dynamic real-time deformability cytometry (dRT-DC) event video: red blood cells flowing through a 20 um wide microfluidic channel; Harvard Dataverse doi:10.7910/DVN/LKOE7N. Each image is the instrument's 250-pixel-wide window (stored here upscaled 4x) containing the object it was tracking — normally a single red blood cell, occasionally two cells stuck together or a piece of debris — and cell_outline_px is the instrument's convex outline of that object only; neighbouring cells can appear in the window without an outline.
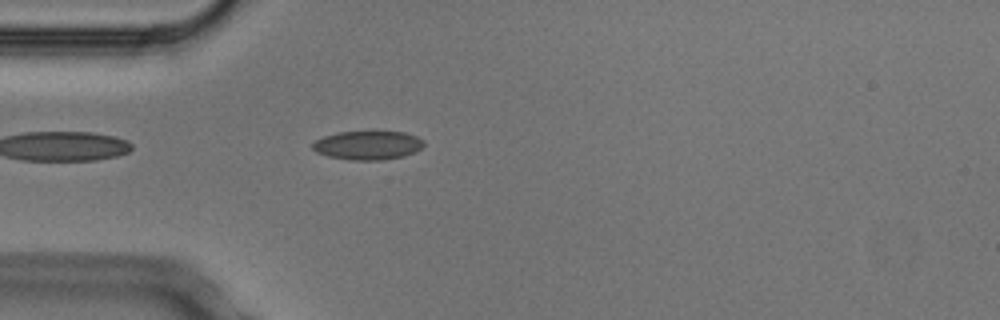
{"species": "Egyptian fruit bat (a non-hibernating species)", "species_latin": "Rousettus aegyptiacus", "temperature_condition": "cold", "stored_images_in_passage": 4, "camera_frame_rate_fps": 3000, "um_per_image_px": 0.085, "animal": {"sex": "male"}, "frame": {"image": 1, "passage_image": 4, "time_ms": 1.0, "image_size_px": [1000, 320], "cell_outline_px": [[424, 144], [420, 148], [404, 156], [384, 160], [352, 160], [328, 156], [316, 152], [312, 148], [312, 144], [316, 140], [324, 136], [340, 132], [404, 132], [416, 136], [424, 140]], "centroid_in_image_um": [31.25, 12.35], "position_along_channel_um": 53.7, "area_um2": 18.5}}